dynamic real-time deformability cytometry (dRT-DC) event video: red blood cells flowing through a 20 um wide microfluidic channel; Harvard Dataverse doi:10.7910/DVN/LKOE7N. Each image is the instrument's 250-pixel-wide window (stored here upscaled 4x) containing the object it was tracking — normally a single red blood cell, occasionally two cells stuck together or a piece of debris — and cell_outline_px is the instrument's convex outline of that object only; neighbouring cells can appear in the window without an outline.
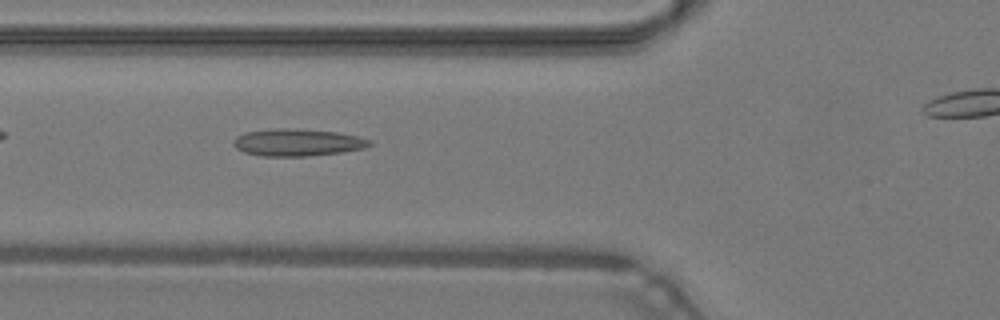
{"species": "common noctule bat (a hibernating species)", "species_latin": "Nyctalus noctula", "temperature_condition": "warm", "stored_images_in_passage": 30, "camera_frame_rate_fps": 3000, "um_per_image_px": 0.085, "animal": {"sex": "male", "body_mass_g": 19.2, "forearm_length_mm": 51.8}, "frame": {"image": 1, "passage_image": 6, "time_ms": 1.667, "image_size_px": [1000, 320], "cell_outline_px": [[372, 144], [364, 148], [340, 152], [308, 156], [264, 156], [244, 152], [236, 148], [232, 144], [232, 140], [236, 136], [244, 132], [276, 128], [296, 128], [336, 132], [356, 136], [372, 140]], "centroid_in_image_um": [25.24, 12.1], "position_along_channel_um": 100.6, "area_um2": 21.62}}
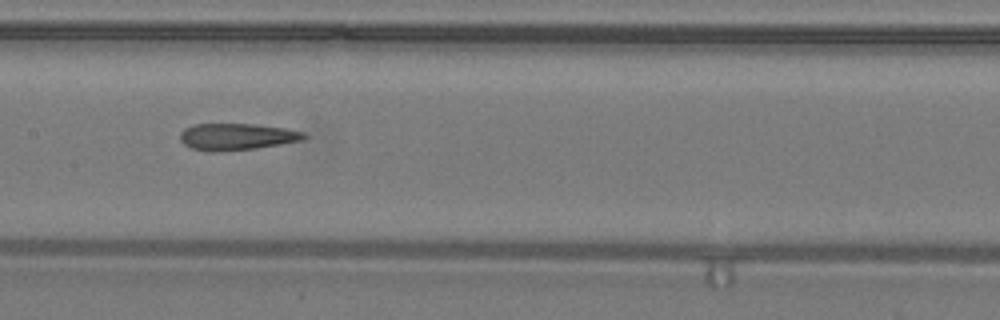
{"frame": {"image": 2, "passage_image": 12, "time_ms": 3.667, "image_size_px": [1000, 320], "cell_outline_px": [[308, 136], [304, 140], [256, 148], [216, 152], [208, 152], [192, 148], [184, 144], [180, 140], [180, 132], [184, 128], [192, 124], [252, 124], [284, 128], [304, 132]], "centroid_in_image_um": [20.1, 11.62], "position_along_channel_um": 187.3, "area_um2": 19.36}}
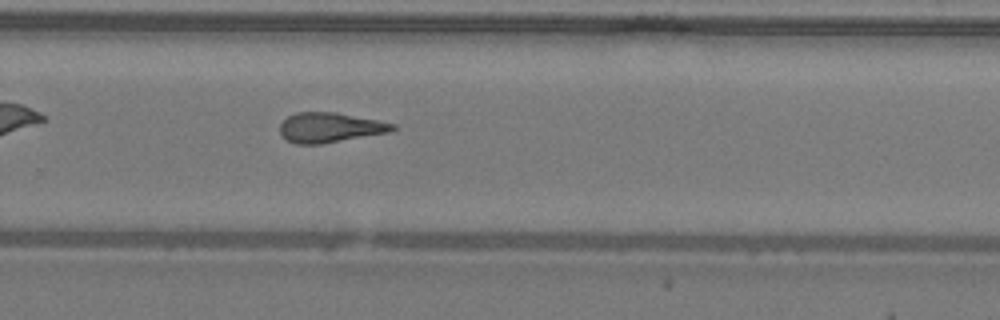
{"frame": {"image": 3, "passage_image": 20, "time_ms": 6.333, "image_size_px": [1000, 320], "cell_outline_px": [[396, 128], [392, 132], [320, 144], [296, 144], [288, 140], [280, 132], [280, 124], [288, 116], [296, 112], [332, 112], [376, 120], [396, 124]], "centroid_in_image_um": [28.05, 10.84], "position_along_channel_um": 301.7, "area_um2": 19.42}}